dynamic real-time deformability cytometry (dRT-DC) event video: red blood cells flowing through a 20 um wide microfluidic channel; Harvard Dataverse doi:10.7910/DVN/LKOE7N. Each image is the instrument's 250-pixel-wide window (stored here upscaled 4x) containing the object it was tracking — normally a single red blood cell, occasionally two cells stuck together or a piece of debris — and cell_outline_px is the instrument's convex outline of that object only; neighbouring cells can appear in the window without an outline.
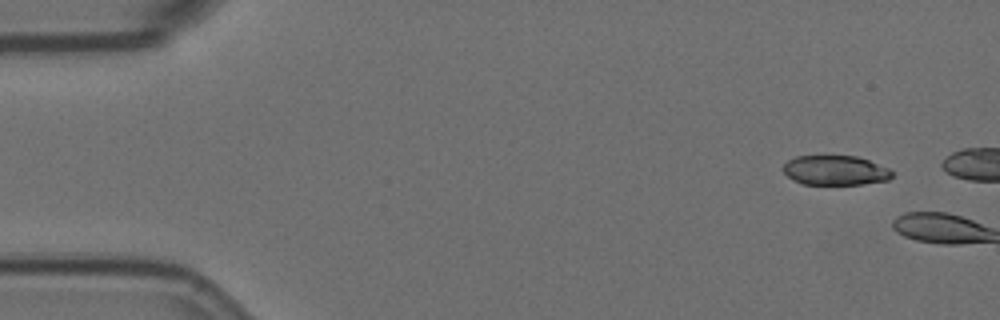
{"species": "Egyptian fruit bat (a non-hibernating species)", "species_latin": "Rousettus aegyptiacus", "temperature_condition": "room temperature", "stored_images_in_passage": 6, "camera_frame_rate_fps": 3000, "um_per_image_px": 0.085, "animal": {"sex": "female"}, "frame": {"image": 1, "passage_image": 1, "time_ms": 0.0, "image_size_px": [1000, 320], "cell_outline_px": [[892, 176], [888, 180], [864, 184], [804, 184], [788, 176], [780, 168], [788, 160], [796, 156], [856, 156], [868, 160], [888, 168], [892, 172]], "centroid_in_image_um": [70.99, 14.47], "position_along_channel_um": 14.0, "area_um2": 18.67}}